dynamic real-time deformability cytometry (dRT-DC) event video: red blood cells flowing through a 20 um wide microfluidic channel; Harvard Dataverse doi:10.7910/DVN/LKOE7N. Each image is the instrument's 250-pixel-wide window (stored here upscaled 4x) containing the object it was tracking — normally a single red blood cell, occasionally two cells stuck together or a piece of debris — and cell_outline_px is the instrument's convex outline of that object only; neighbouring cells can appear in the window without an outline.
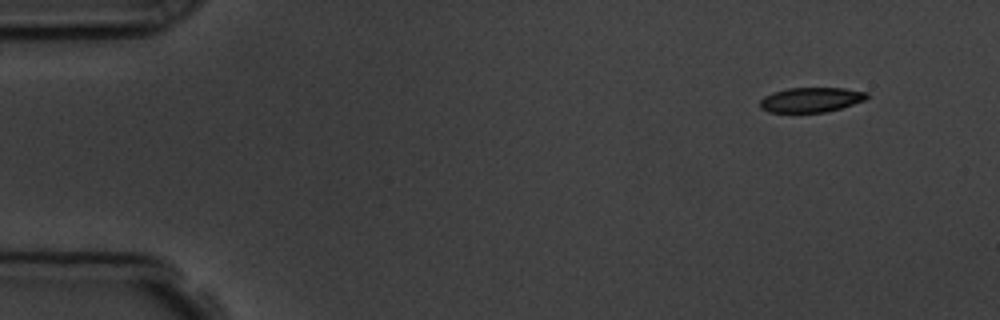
{"species": "common noctule bat (a hibernating species)", "species_latin": "Nyctalus noctula", "temperature_condition": "room temperature", "stored_images_in_passage": 3, "camera_frame_rate_fps": 3000, "um_per_image_px": 0.085, "animal": {"sex": "male", "body_mass_g": 19.5, "forearm_length_mm": 54.6}, "frame": {"image": 1, "passage_image": 1, "time_ms": 0.0, "image_size_px": [1000, 320], "cell_outline_px": [[868, 96], [864, 100], [840, 108], [824, 112], [768, 112], [760, 108], [760, 100], [764, 96], [772, 92], [788, 88], [844, 88], [868, 92]], "centroid_in_image_um": [68.9, 8.47], "position_along_channel_um": 16.1, "area_um2": 15.37}}